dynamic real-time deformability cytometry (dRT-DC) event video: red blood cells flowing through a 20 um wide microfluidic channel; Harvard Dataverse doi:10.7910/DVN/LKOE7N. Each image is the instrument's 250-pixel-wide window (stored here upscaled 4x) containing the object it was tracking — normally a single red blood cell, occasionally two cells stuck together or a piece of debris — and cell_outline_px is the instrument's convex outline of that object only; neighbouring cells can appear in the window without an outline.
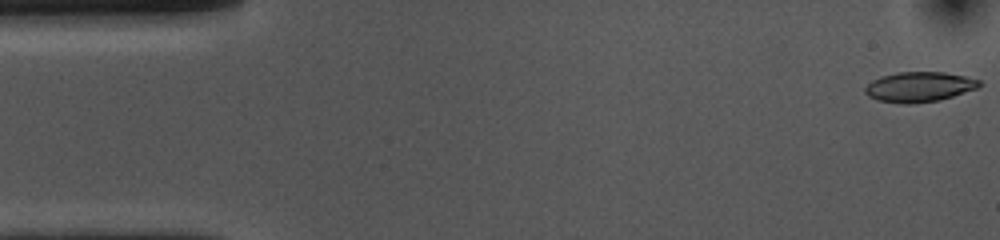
{"species": "common noctule bat (a hibernating species)", "species_latin": "Nyctalus noctula", "temperature_condition": "cold", "stored_images_in_passage": 54, "camera_frame_rate_fps": 3000, "um_per_image_px": 0.085, "animal": {"sex": "female", "body_mass_g": 10.0, "forearm_length_mm": 53.1}, "frame": {"image": 1, "passage_image": 1, "time_ms": 0.0, "image_size_px": [1000, 240], "cell_outline_px": [[984, 84], [976, 88], [952, 96], [936, 100], [912, 104], [908, 104], [876, 100], [868, 96], [864, 92], [864, 88], [872, 80], [880, 76], [896, 72], [944, 72], [964, 76], [980, 80]], "centroid_in_image_um": [78.1, 7.37], "position_along_channel_um": 6.9, "area_um2": 19.94}}
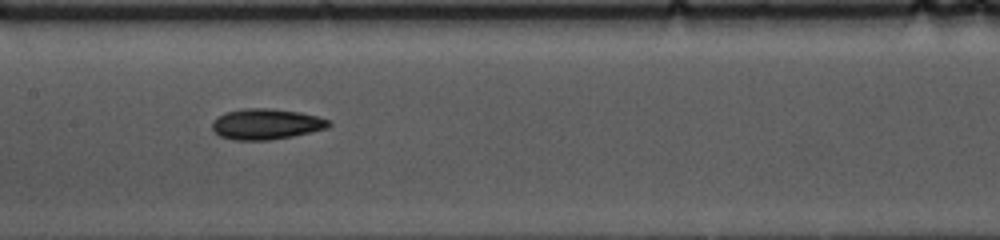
{"frame": {"image": 2, "passage_image": 25, "time_ms": 8.0, "image_size_px": [1000, 240], "cell_outline_px": [[332, 124], [328, 128], [292, 136], [268, 140], [232, 140], [220, 136], [212, 128], [212, 120], [224, 112], [244, 108], [272, 108], [300, 112], [316, 116], [328, 120]], "centroid_in_image_um": [22.6, 10.54], "position_along_channel_um": 184.8, "area_um2": 20.92}}
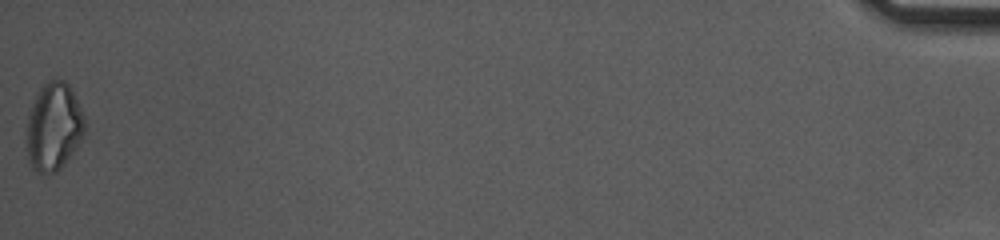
{"frame": {"image": 3, "passage_image": 54, "time_ms": 17.667, "image_size_px": [1000, 240], "cell_outline_px": [[84, 132], [80, 140], [64, 164], [56, 172], [36, 172], [32, 168], [28, 160], [28, 116], [32, 104], [40, 88], [48, 80], [64, 80], [68, 84], [84, 116]], "centroid_in_image_um": [4.56, 10.77], "position_along_channel_um": 430.6, "area_um2": 28.96}, "authors_computed_cell_mechanics": {"area_um2": 20.3456, "velocity_mm_per_s": 3.6372, "shape_relaxation_time_tau1_ms": 4.6431, "shape_relaxation_time_tau2_ms": 7.6891, "deformation_change_tau1": 0.1362, "deformation_change_tau2": 0.1427}}